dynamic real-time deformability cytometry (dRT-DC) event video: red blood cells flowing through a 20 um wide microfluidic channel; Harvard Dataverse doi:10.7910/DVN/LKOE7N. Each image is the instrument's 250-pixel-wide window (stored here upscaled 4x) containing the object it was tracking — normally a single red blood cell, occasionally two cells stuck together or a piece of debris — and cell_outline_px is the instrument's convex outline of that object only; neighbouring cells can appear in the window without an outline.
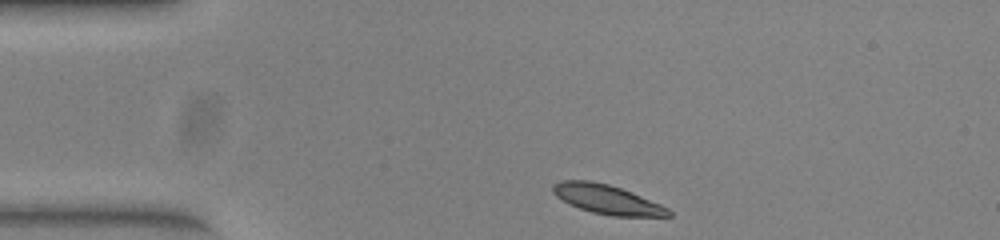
{"species": "common noctule bat (a hibernating species)", "species_latin": "Nyctalus noctula", "temperature_condition": "warm", "stored_images_in_passage": 35, "camera_frame_rate_fps": 3000, "um_per_image_px": 0.085, "animal": {"sex": "female", "body_mass_g": 23.0, "forearm_length_mm": 53.4}, "frame": {"image": 1, "passage_image": 1, "time_ms": 0.0, "image_size_px": [1000, 240], "cell_outline_px": [[672, 216], [612, 216], [592, 212], [568, 204], [556, 196], [552, 192], [552, 184], [560, 180], [588, 180], [608, 184], [632, 192], [660, 204], [668, 208], [672, 212]], "centroid_in_image_um": [51.57, 16.94], "position_along_channel_um": 33.4, "area_um2": 19.71}}
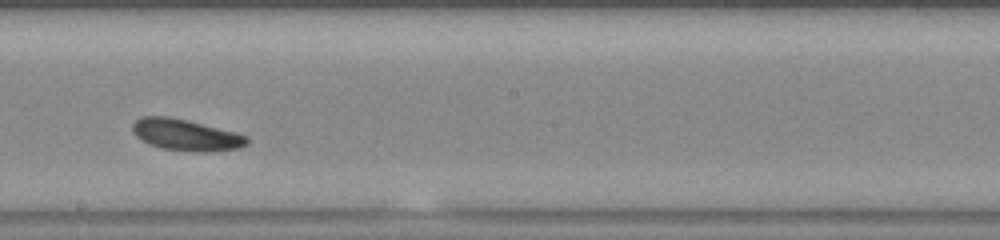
{"frame": {"image": 2, "passage_image": 20, "time_ms": 6.333, "image_size_px": [1000, 240], "cell_outline_px": [[248, 144], [240, 148], [204, 152], [196, 152], [164, 148], [148, 144], [140, 140], [132, 132], [132, 124], [140, 116], [168, 116], [236, 132], [248, 136]], "centroid_in_image_um": [15.78, 11.47], "position_along_channel_um": 232.4, "area_um2": 20.92}}
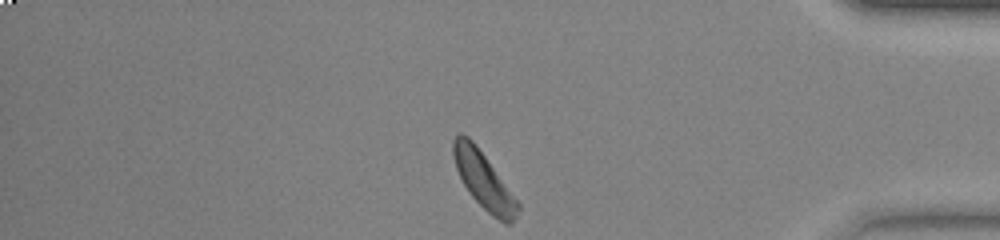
{"frame": {"image": 3, "passage_image": 35, "time_ms": 11.333, "image_size_px": [1000, 240], "cell_outline_px": [[520, 208], [512, 224], [504, 224], [492, 216], [468, 192], [456, 168], [452, 152], [452, 140], [460, 132], [468, 136], [472, 140], [520, 204]], "centroid_in_image_um": [41.1, 15.35], "position_along_channel_um": 394.1, "area_um2": 20.87}, "authors_computed_cell_mechanics": {"area_um2": 20.519, "velocity_mm_per_s": 3.8647, "shape_relaxation_time_tau1_ms": 1.3918, "shape_relaxation_time_tau2_ms": 9.0164, "deformation_change_tau1": 0.0931, "deformation_change_tau2": 0.1812}}